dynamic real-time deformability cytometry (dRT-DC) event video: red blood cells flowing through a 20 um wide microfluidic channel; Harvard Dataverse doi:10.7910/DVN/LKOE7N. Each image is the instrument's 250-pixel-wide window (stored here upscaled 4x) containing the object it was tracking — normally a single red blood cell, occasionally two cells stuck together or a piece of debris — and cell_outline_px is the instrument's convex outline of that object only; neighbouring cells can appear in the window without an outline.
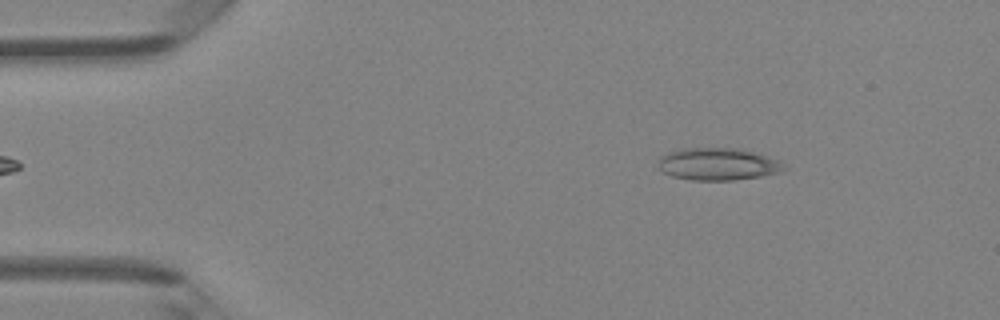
{"species": "Egyptian fruit bat (a non-hibernating species)", "species_latin": "Rousettus aegyptiacus", "temperature_condition": "room temperature", "stored_images_in_passage": 40, "camera_frame_rate_fps": 3000, "um_per_image_px": 0.085, "animal": {"sex": "female"}, "frame": {"image": 1, "passage_image": 1, "time_ms": 0.0, "image_size_px": [1000, 320], "cell_outline_px": [[788, 168], [784, 172], [760, 176], [732, 180], [692, 180], [672, 176], [664, 172], [660, 168], [660, 156], [668, 152], [680, 148], [740, 148], [776, 160], [784, 164]], "centroid_in_image_um": [61.04, 13.95], "position_along_channel_um": 24.0, "area_um2": 23.52}}
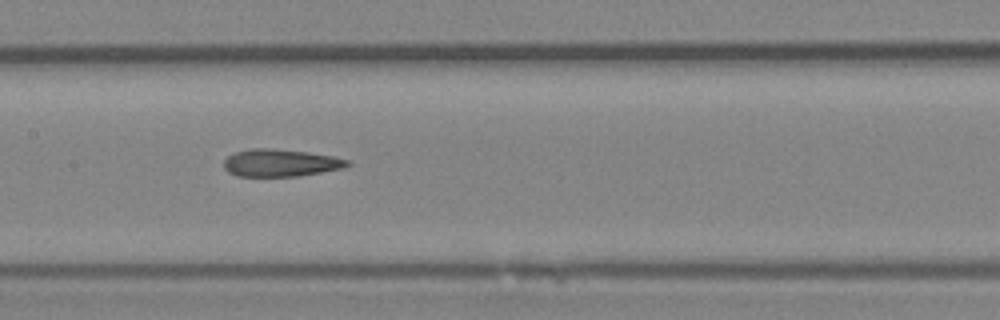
{"frame": {"image": 2, "passage_image": 17, "time_ms": 5.333, "image_size_px": [1000, 320], "cell_outline_px": [[352, 164], [344, 168], [300, 176], [236, 176], [228, 172], [224, 168], [224, 160], [228, 156], [236, 152], [252, 148], [272, 148], [308, 152], [332, 156], [352, 160]], "centroid_in_image_um": [23.88, 13.84], "position_along_channel_um": 183.5, "area_um2": 19.88}}
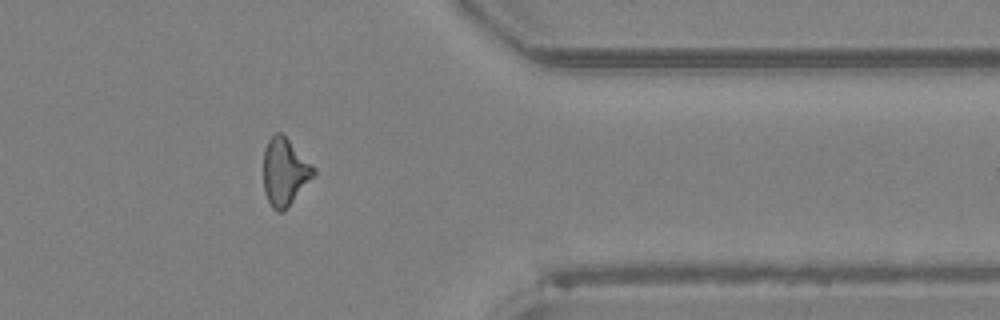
{"frame": {"image": 3, "passage_image": 32, "time_ms": 10.333, "image_size_px": [1000, 320], "cell_outline_px": [[316, 176], [284, 212], [276, 212], [272, 208], [264, 192], [264, 148], [268, 140], [276, 132], [280, 132], [316, 168]], "centroid_in_image_um": [24.22, 14.66], "position_along_channel_um": 387.2, "area_um2": 19.88}, "authors_computed_cell_mechanics": {"area_um2": 20.0566, "velocity_mm_per_s": 4.3697, "shape_relaxation_time_tau1_ms": null, "shape_relaxation_time_tau2_ms": 3.2127, "deformation_change_tau1": null, "deformation_change_tau2": 0.148}}